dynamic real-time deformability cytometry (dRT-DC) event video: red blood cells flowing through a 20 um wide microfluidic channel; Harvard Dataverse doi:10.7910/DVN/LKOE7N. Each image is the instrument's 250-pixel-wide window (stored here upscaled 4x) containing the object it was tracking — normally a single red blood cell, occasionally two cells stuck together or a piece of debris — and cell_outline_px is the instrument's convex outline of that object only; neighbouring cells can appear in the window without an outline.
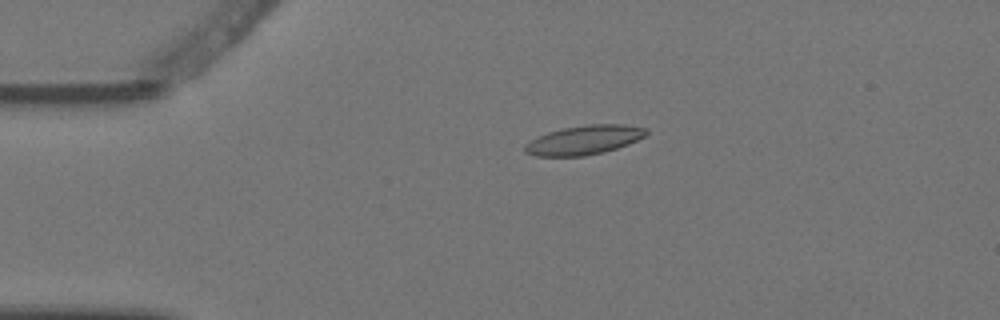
{"species": "Egyptian fruit bat (a non-hibernating species)", "species_latin": "Rousettus aegyptiacus", "temperature_condition": "warm", "stored_images_in_passage": 4, "camera_frame_rate_fps": 3000, "um_per_image_px": 0.085, "animal": {"sex": "female"}, "frame": {"image": 1, "passage_image": 3, "time_ms": 0.667, "image_size_px": [1000, 320], "cell_outline_px": [[648, 132], [644, 136], [628, 144], [604, 152], [584, 156], [536, 156], [524, 152], [524, 144], [548, 132], [564, 128], [588, 124], [624, 124], [648, 128]], "centroid_in_image_um": [49.66, 11.9], "position_along_channel_um": 35.3, "area_um2": 20.52}}